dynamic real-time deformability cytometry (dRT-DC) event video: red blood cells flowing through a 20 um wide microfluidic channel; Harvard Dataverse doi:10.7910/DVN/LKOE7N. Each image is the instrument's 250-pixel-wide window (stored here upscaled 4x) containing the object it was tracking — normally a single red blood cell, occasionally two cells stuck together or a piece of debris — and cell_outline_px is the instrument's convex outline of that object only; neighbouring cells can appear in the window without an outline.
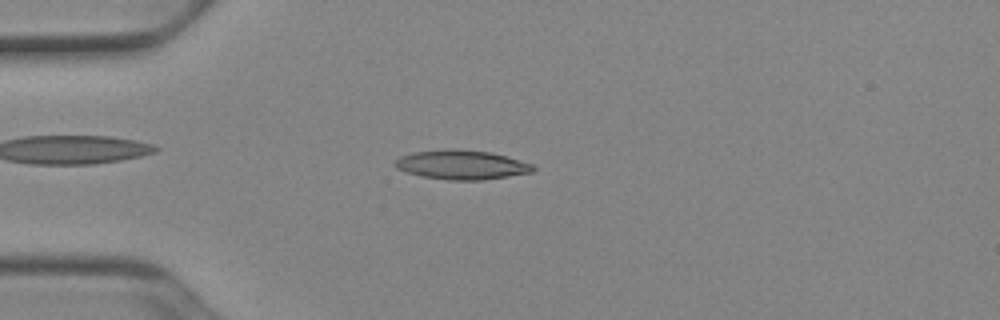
{"species": "Egyptian fruit bat (a non-hibernating species)", "species_latin": "Rousettus aegyptiacus", "temperature_condition": "cold", "stored_images_in_passage": 50, "camera_frame_rate_fps": 3000, "um_per_image_px": 0.085, "animal": {"sex": "female"}, "frame": {"image": 1, "passage_image": 12, "time_ms": 3.667, "image_size_px": [1000, 320], "cell_outline_px": [[536, 168], [532, 172], [484, 180], [448, 180], [420, 176], [396, 168], [392, 164], [400, 156], [412, 152], [444, 148], [448, 148], [492, 152], [532, 164]], "centroid_in_image_um": [39.2, 14.0], "position_along_channel_um": 45.8, "area_um2": 23.7}}
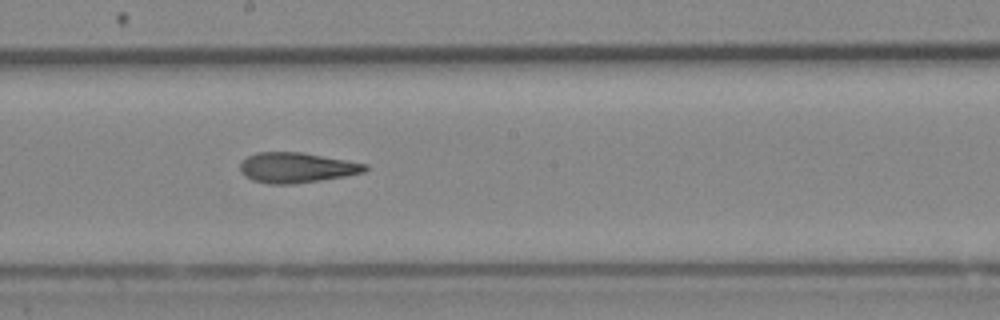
{"frame": {"image": 2, "passage_image": 27, "time_ms": 8.667, "image_size_px": [1000, 320], "cell_outline_px": [[368, 168], [364, 172], [344, 176], [320, 180], [292, 184], [268, 184], [252, 180], [244, 176], [240, 172], [240, 164], [248, 156], [256, 152], [300, 152], [368, 164]], "centroid_in_image_um": [25.18, 14.25], "position_along_channel_um": 223.0, "area_um2": 21.91}}
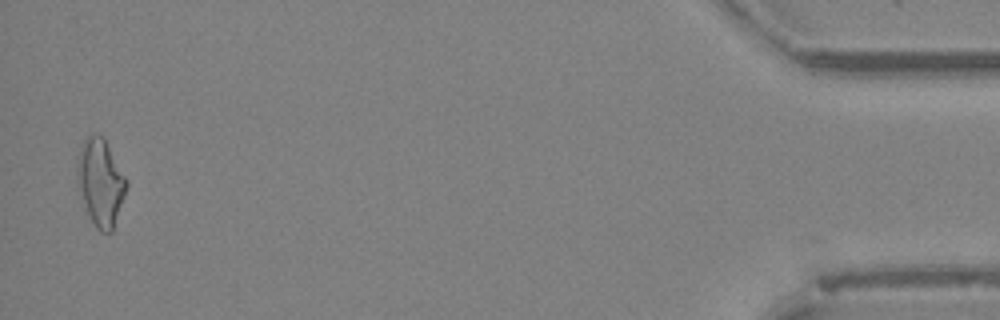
{"frame": {"image": 3, "passage_image": 49, "time_ms": 16.0, "image_size_px": [1000, 320], "cell_outline_px": [[128, 188], [112, 232], [100, 232], [96, 228], [84, 208], [76, 188], [76, 156], [84, 140], [88, 136], [96, 132], [104, 136], [128, 180]], "centroid_in_image_um": [8.52, 15.48], "position_along_channel_um": 426.7, "area_um2": 25.95}, "authors_computed_cell_mechanics": {"area_um2": 22.2241, "velocity_mm_per_s": 3.9502, "shape_relaxation_time_tau1_ms": 5.3432, "shape_relaxation_time_tau2_ms": 3.0702, "deformation_change_tau1": 0.1964, "deformation_change_tau2": 0.1395}}